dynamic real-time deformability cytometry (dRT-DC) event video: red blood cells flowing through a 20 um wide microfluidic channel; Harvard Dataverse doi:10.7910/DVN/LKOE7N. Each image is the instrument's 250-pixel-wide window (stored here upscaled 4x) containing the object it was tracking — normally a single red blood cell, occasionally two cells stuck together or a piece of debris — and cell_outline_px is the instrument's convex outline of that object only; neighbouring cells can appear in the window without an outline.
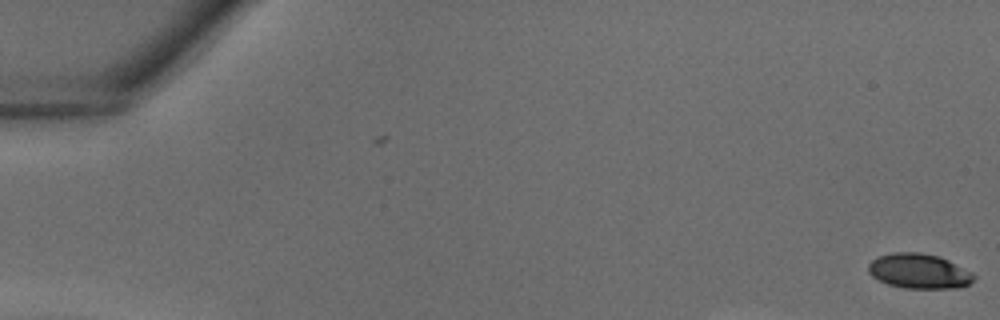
{"species": "common noctule bat (a hibernating species)", "species_latin": "Nyctalus noctula", "temperature_condition": "warm", "stored_images_in_passage": 3, "camera_frame_rate_fps": 3000, "um_per_image_px": 0.085, "animal": {"sex": "male", "body_mass_g": 18.8}, "frame": {"image": 1, "passage_image": 3, "time_ms": 0.667, "image_size_px": [1000, 320], "cell_outline_px": [[976, 276], [968, 284], [960, 288], [904, 288], [888, 284], [872, 276], [868, 272], [868, 264], [872, 260], [880, 256], [892, 252], [920, 252], [940, 256], [972, 272]], "centroid_in_image_um": [78.12, 23.04], "position_along_channel_um": 6.9, "area_um2": 21.44}}